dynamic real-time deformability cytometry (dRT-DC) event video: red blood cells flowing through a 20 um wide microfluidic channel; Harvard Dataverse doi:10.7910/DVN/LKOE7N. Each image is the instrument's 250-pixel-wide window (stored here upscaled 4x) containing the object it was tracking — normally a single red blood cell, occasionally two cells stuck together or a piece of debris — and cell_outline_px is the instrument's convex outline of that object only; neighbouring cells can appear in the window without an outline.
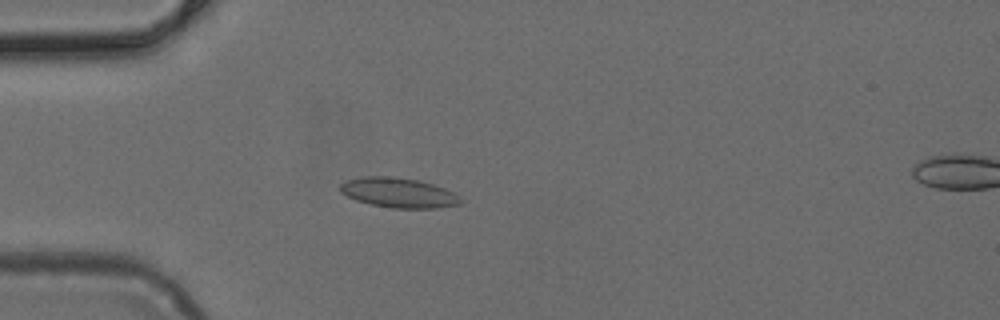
{"species": "common noctule bat (a hibernating species)", "species_latin": "Nyctalus noctula", "temperature_condition": "cold", "stored_images_in_passage": 50, "camera_frame_rate_fps": 3000, "um_per_image_px": 0.085, "animal": {"sex": "female", "body_mass_g": 24.6, "forearm_length_mm": 56.2}, "frame": {"image": 1, "passage_image": 14, "time_ms": 4.333, "image_size_px": [1000, 320], "cell_outline_px": [[464, 200], [460, 204], [436, 208], [392, 208], [372, 204], [356, 200], [340, 192], [340, 184], [348, 180], [364, 176], [392, 176], [416, 180], [432, 184], [444, 188], [452, 192]], "centroid_in_image_um": [33.88, 16.38], "position_along_channel_um": 51.1, "area_um2": 20.75}}
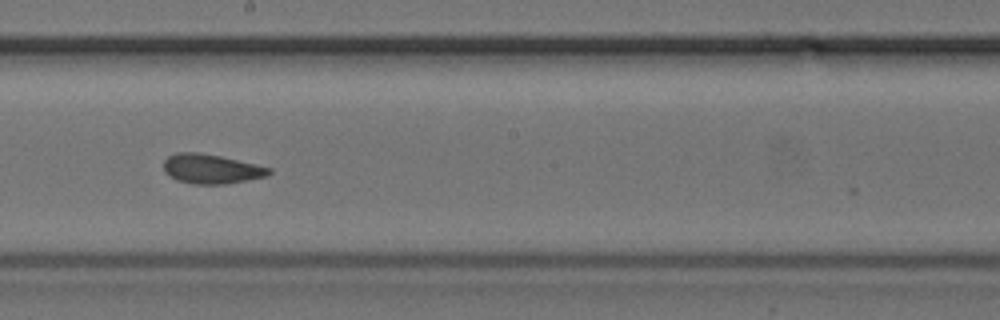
{"frame": {"image": 2, "passage_image": 28, "time_ms": 9.0, "image_size_px": [1000, 320], "cell_outline_px": [[272, 172], [264, 176], [224, 184], [196, 184], [176, 180], [164, 172], [164, 160], [168, 156], [176, 152], [200, 152], [220, 156], [272, 168]], "centroid_in_image_um": [17.91, 14.34], "position_along_channel_um": 230.3, "area_um2": 17.92}}
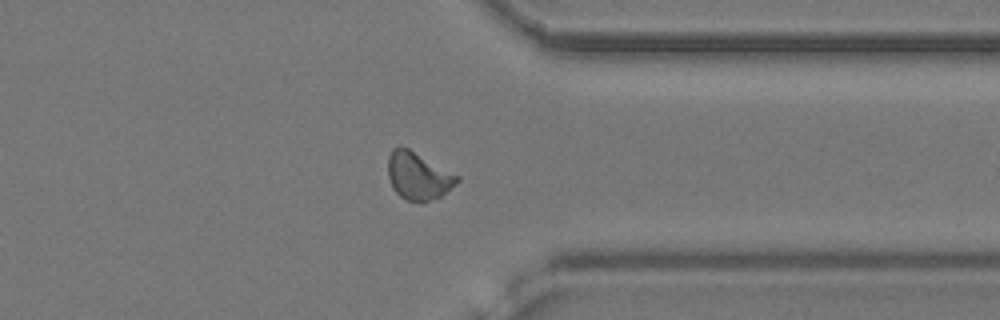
{"frame": {"image": 3, "passage_image": 39, "time_ms": 12.667, "image_size_px": [1000, 320], "cell_outline_px": [[460, 180], [456, 184], [440, 196], [424, 204], [420, 204], [408, 200], [400, 196], [392, 188], [388, 176], [388, 156], [392, 148], [400, 144], [408, 148], [460, 176]], "centroid_in_image_um": [35.53, 14.96], "position_along_channel_um": 375.9, "area_um2": 19.42}}